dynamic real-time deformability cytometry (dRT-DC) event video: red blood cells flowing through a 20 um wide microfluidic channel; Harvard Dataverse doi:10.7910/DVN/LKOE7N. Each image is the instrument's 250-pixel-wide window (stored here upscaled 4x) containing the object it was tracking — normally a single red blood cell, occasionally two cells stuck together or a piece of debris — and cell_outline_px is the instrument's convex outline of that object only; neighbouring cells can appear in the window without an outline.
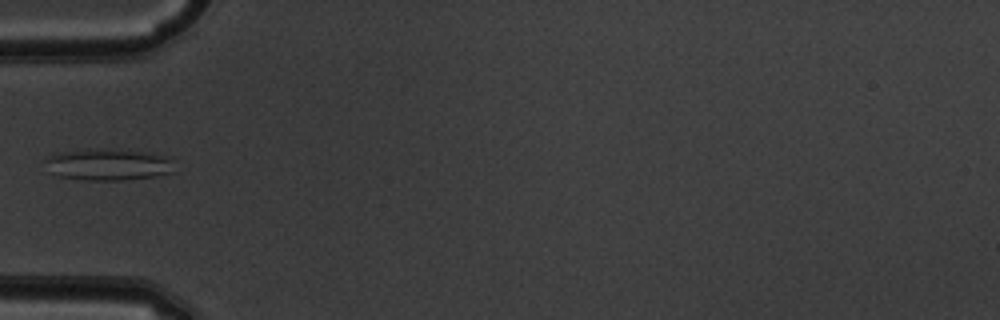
{"species": "common noctule bat (a hibernating species)", "species_latin": "Nyctalus noctula", "temperature_condition": "warm", "stored_images_in_passage": 34, "camera_frame_rate_fps": 3000, "um_per_image_px": 0.085, "animal": {"sex": "male", "body_mass_g": 19.5, "forearm_length_mm": 54.6}, "frame": {"image": 1, "passage_image": 1, "time_ms": 0.0, "image_size_px": [1000, 320], "cell_outline_px": [[176, 172], [156, 176], [120, 180], [80, 180], [60, 176], [48, 172], [44, 160], [48, 156], [56, 152], [100, 148], [104, 148], [172, 156]], "centroid_in_image_um": [9.2, 13.99], "position_along_channel_um": 75.8, "area_um2": 24.22}}
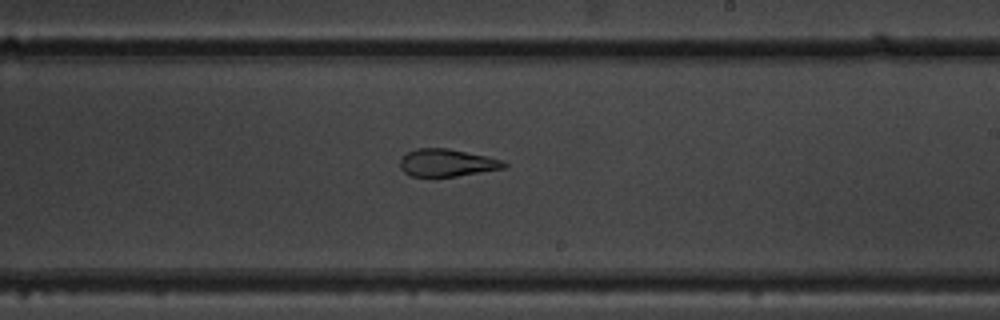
{"frame": {"image": 2, "passage_image": 14, "time_ms": 4.333, "image_size_px": [1000, 320], "cell_outline_px": [[508, 164], [504, 168], [456, 176], [412, 176], [404, 172], [400, 168], [400, 160], [408, 152], [416, 148], [448, 148], [504, 160]], "centroid_in_image_um": [37.99, 13.83], "position_along_channel_um": 251.0, "area_um2": 16.47}}
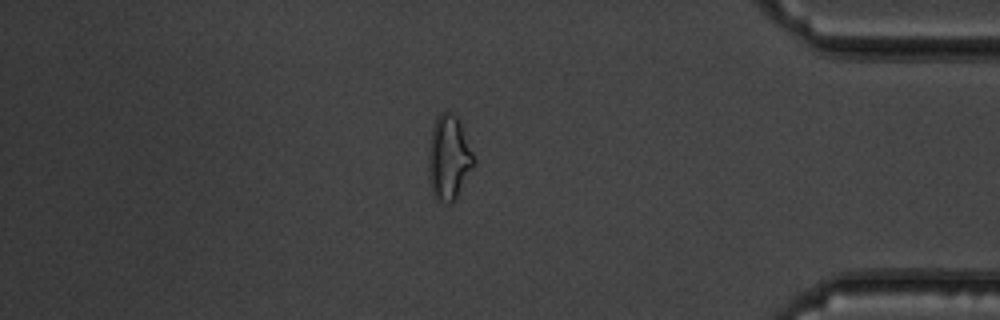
{"frame": {"image": 3, "passage_image": 27, "time_ms": 8.667, "image_size_px": [1000, 320], "cell_outline_px": [[476, 164], [456, 200], [452, 204], [448, 204], [436, 200], [432, 192], [428, 180], [428, 148], [432, 128], [436, 116], [440, 112], [452, 112], [460, 120], [476, 160]], "centroid_in_image_um": [38.16, 13.44], "position_along_channel_um": 397.0, "area_um2": 23.18}}